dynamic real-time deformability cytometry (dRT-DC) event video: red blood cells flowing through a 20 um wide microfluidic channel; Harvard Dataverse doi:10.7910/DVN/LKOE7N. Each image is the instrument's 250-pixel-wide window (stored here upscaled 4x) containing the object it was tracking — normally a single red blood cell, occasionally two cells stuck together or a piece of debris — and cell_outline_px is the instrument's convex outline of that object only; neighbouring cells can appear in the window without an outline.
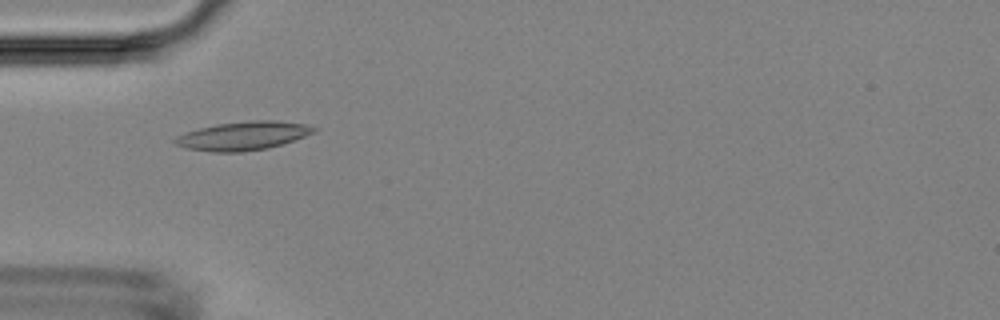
{"species": "Egyptian fruit bat (a non-hibernating species)", "species_latin": "Rousettus aegyptiacus", "temperature_condition": "room temperature", "stored_images_in_passage": 17, "camera_frame_rate_fps": 3000, "um_per_image_px": 0.085, "animal": {"sex": "female"}, "frame": {"image": 1, "passage_image": 16, "time_ms": 5.0, "image_size_px": [1000, 320], "cell_outline_px": [[316, 132], [268, 148], [244, 152], [212, 152], [188, 148], [176, 144], [172, 140], [176, 136], [184, 132], [216, 124], [252, 120], [272, 120], [304, 124], [316, 128]], "centroid_in_image_um": [20.62, 11.54], "position_along_channel_um": 64.4, "area_um2": 22.95}}